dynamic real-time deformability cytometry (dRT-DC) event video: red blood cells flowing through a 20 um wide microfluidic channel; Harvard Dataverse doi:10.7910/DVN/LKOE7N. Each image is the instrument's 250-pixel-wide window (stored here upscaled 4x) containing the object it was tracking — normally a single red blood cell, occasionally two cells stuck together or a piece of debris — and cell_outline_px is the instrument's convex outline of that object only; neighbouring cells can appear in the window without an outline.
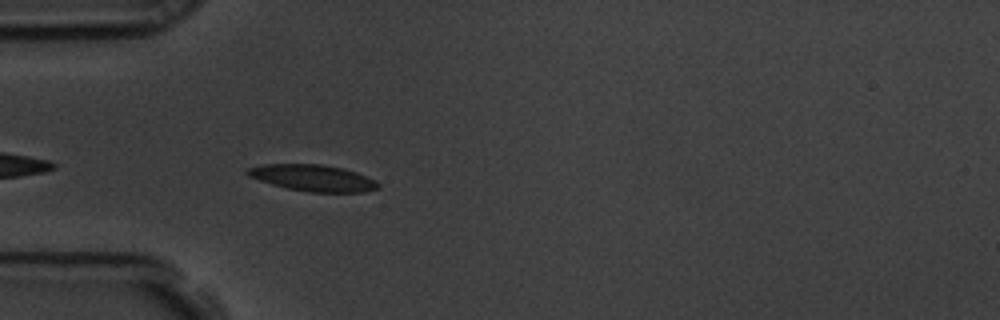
{"species": "common noctule bat (a hibernating species)", "species_latin": "Nyctalus noctula", "temperature_condition": "room temperature", "stored_images_in_passage": 17, "camera_frame_rate_fps": 3000, "um_per_image_px": 0.085, "animal": {"sex": "male", "body_mass_g": 19.5, "forearm_length_mm": 54.6}, "frame": {"image": 1, "passage_image": 3, "time_ms": 0.667, "image_size_px": [1000, 320], "cell_outline_px": [[380, 188], [364, 192], [312, 192], [288, 188], [272, 184], [248, 176], [244, 172], [248, 168], [264, 164], [320, 164], [344, 168], [356, 172], [380, 184]], "centroid_in_image_um": [26.59, 15.12], "position_along_channel_um": 58.4, "area_um2": 19.94}}
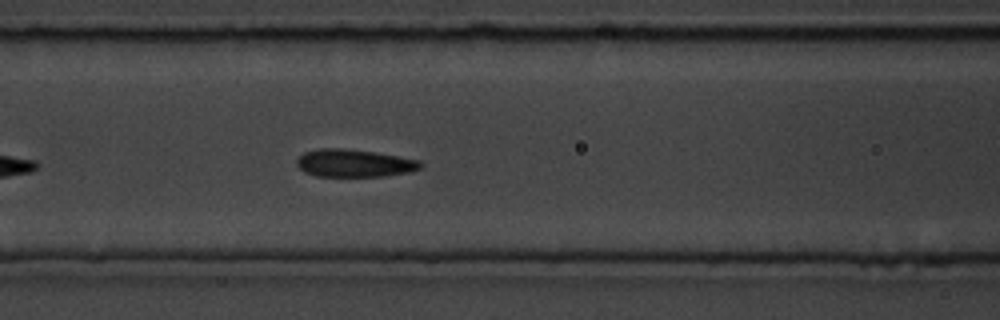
{"frame": {"image": 2, "passage_image": 10, "time_ms": 3.0, "image_size_px": [1000, 320], "cell_outline_px": [[424, 164], [420, 168], [408, 172], [384, 176], [316, 176], [304, 172], [296, 164], [296, 160], [304, 152], [320, 148], [344, 148], [376, 152], [420, 160]], "centroid_in_image_um": [30.1, 13.86], "position_along_channel_um": 136.5, "area_um2": 20.0}}